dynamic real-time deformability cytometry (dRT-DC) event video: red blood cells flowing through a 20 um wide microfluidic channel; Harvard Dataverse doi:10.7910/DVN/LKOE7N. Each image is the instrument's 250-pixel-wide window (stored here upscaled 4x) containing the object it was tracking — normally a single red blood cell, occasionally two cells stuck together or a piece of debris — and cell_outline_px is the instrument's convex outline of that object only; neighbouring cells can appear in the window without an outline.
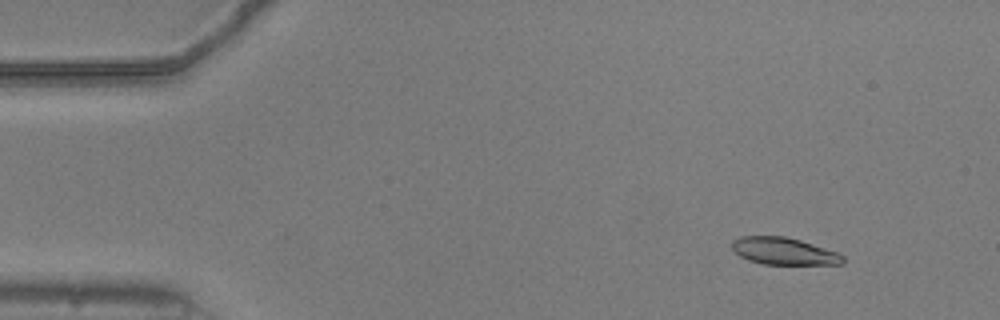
{"species": "common noctule bat (a hibernating species)", "species_latin": "Nyctalus noctula", "temperature_condition": "warm", "stored_images_in_passage": 54, "camera_frame_rate_fps": 3000, "um_per_image_px": 0.085, "animal": {"sex": "male", "body_mass_g": 20.5, "forearm_length_mm": 52.5}, "frame": {"image": 1, "passage_image": 6, "time_ms": 1.667, "image_size_px": [1000, 320], "cell_outline_px": [[844, 264], [764, 264], [748, 260], [740, 256], [732, 248], [732, 240], [740, 236], [784, 236], [800, 240], [836, 252], [844, 256]], "centroid_in_image_um": [66.6, 21.34], "position_along_channel_um": 18.4, "area_um2": 17.4}}
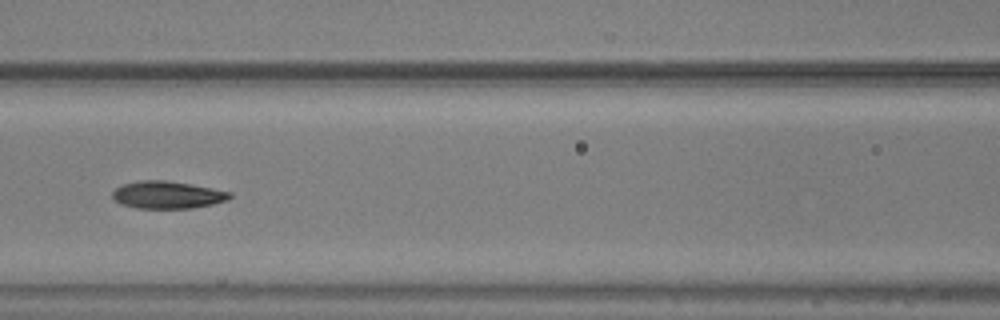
{"frame": {"image": 2, "passage_image": 24, "time_ms": 7.667, "image_size_px": [1000, 320], "cell_outline_px": [[232, 196], [228, 200], [212, 204], [192, 208], [136, 208], [112, 200], [112, 192], [116, 188], [124, 184], [140, 180], [168, 180], [212, 188], [232, 192]], "centroid_in_image_um": [14.23, 16.56], "position_along_channel_um": 152.4, "area_um2": 18.73}}
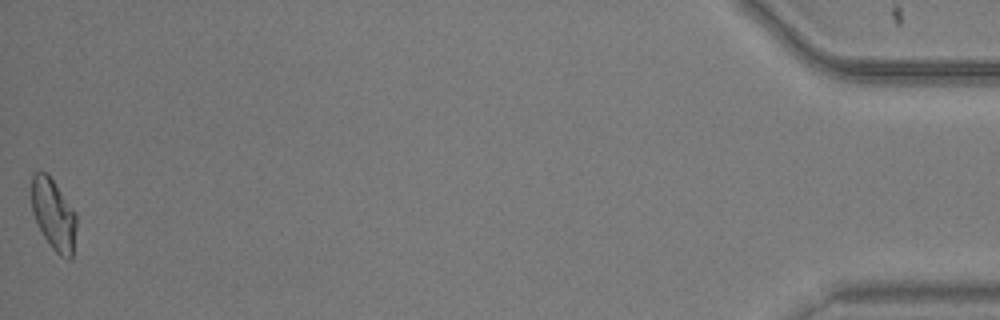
{"frame": {"image": 3, "passage_image": 54, "time_ms": 17.667, "image_size_px": [1000, 320], "cell_outline_px": [[76, 228], [72, 260], [68, 260], [60, 256], [52, 248], [44, 236], [32, 212], [32, 176], [36, 172], [48, 172], [76, 212]], "centroid_in_image_um": [4.58, 18.24], "position_along_channel_um": 430.6, "area_um2": 18.67}, "authors_computed_cell_mechanics": {"area_um2": 18.785, "velocity_mm_per_s": 3.7698, "shape_relaxation_time_tau1_ms": 8.6868, "shape_relaxation_time_tau2_ms": 2.0453, "deformation_change_tau1": 0.2412, "deformation_change_tau2": 0.0696}}